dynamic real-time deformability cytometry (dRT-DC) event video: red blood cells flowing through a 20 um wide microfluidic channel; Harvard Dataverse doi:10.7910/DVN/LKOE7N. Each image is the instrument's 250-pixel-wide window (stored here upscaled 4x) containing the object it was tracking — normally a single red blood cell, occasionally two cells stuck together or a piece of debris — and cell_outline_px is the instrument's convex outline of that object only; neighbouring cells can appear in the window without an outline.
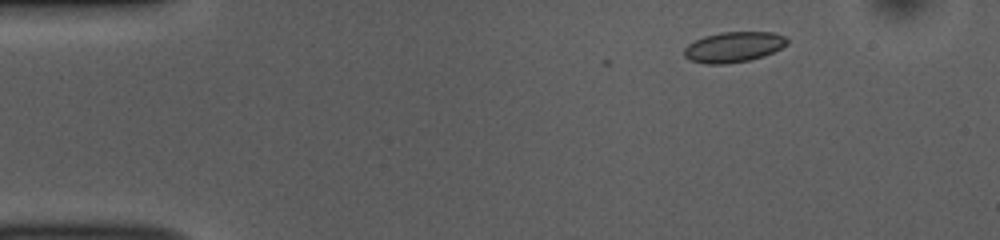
{"species": "common noctule bat (a hibernating species)", "species_latin": "Nyctalus noctula", "temperature_condition": "room temperature", "stored_images_in_passage": 5, "camera_frame_rate_fps": 3000, "um_per_image_px": 0.085, "animal": {"sex": "female", "body_mass_g": 10.0, "forearm_length_mm": 53.1}, "frame": {"image": 1, "passage_image": 2, "time_ms": 0.333, "image_size_px": [1000, 240], "cell_outline_px": [[788, 44], [764, 56], [748, 60], [724, 64], [704, 64], [688, 60], [684, 56], [684, 48], [688, 44], [704, 36], [720, 32], [776, 32], [784, 36], [788, 40]], "centroid_in_image_um": [62.34, 3.99], "position_along_channel_um": 22.7, "area_um2": 18.32}}